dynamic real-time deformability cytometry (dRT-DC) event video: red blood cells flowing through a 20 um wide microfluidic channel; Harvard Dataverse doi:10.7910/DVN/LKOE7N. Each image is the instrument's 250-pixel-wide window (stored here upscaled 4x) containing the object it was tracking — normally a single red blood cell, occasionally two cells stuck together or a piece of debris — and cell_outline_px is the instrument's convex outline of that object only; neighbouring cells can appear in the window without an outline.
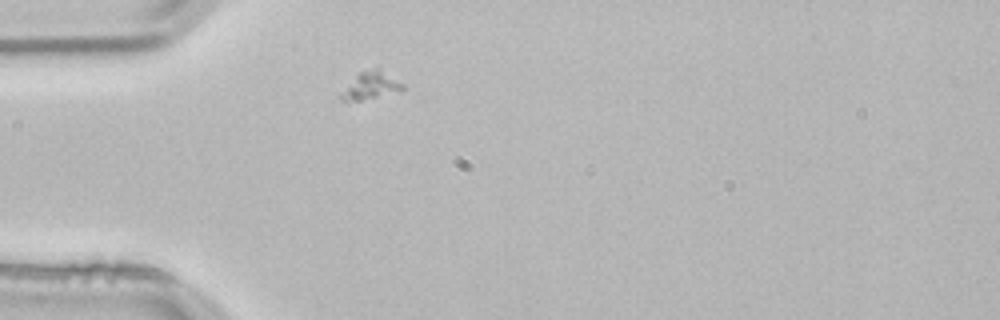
{"species": "common noctule bat (a hibernating species)", "species_latin": "Nyctalus noctula", "temperature_condition": "room temperature", "stored_images_in_passage": 1, "camera_frame_rate_fps": 3000, "um_per_image_px": 0.085, "animal": {"sex": "male", "body_mass_g": 21.5, "forearm_length_mm": 52.0}, "frame": {"image": 1, "passage_image": 1, "time_ms": 0.0, "image_size_px": [1000, 320], "cell_outline_px": [[404, 88], [400, 92], [360, 100], [340, 100], [340, 96], [356, 76], [360, 72], [380, 64], [404, 84]], "centroid_in_image_um": [31.65, 7.2], "position_along_channel_um": 53.3, "area_um2": 10.06}}